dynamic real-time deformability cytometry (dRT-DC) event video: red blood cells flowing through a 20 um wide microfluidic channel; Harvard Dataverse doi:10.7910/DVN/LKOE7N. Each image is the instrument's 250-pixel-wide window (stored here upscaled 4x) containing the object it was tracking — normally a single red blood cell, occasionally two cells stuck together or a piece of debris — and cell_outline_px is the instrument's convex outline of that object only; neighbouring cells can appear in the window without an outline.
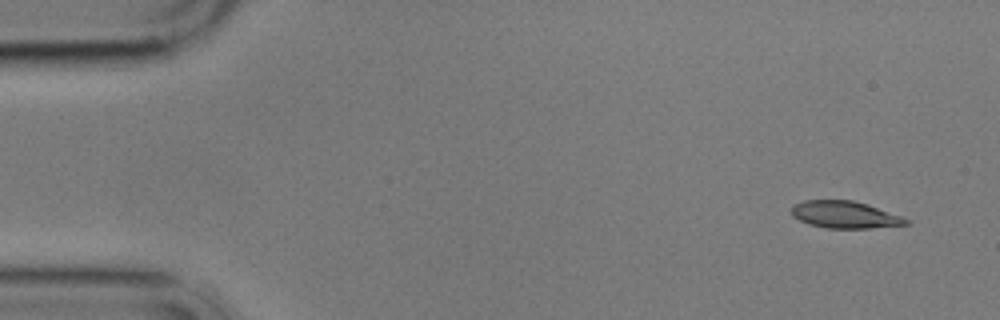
{"species": "common noctule bat (a hibernating species)", "species_latin": "Nyctalus noctula", "temperature_condition": "cold", "stored_images_in_passage": 4, "camera_frame_rate_fps": 3000, "um_per_image_px": 0.085, "animal": {"sex": "male", "body_mass_g": 17.9}, "frame": {"image": 1, "passage_image": 1, "time_ms": 0.0, "image_size_px": [1000, 320], "cell_outline_px": [[912, 224], [868, 228], [828, 228], [808, 224], [792, 216], [792, 204], [804, 200], [852, 200], [868, 204], [904, 216], [912, 220]], "centroid_in_image_um": [71.88, 18.24], "position_along_channel_um": 13.1, "area_um2": 18.38}}
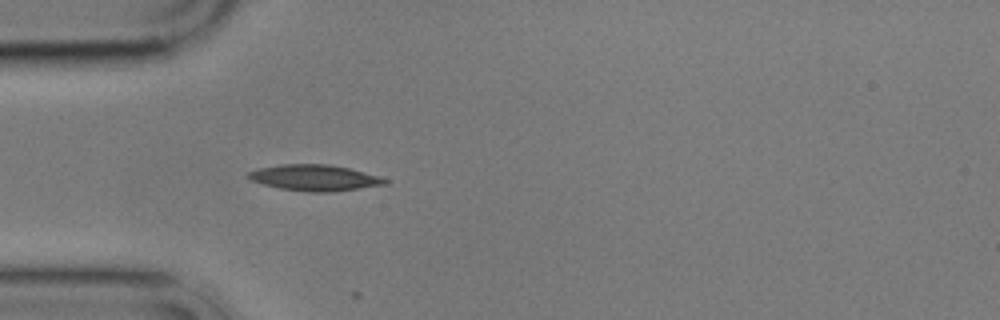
{"frame": {"image": 2, "passage_image": 4, "time_ms": 4.333, "image_size_px": [1000, 320], "cell_outline_px": [[388, 184], [332, 192], [308, 192], [280, 188], [264, 184], [252, 180], [244, 176], [248, 172], [256, 168], [280, 164], [328, 164], [348, 168], [376, 176], [388, 180]], "centroid_in_image_um": [26.68, 15.11], "position_along_channel_um": 58.3, "area_um2": 20.63}}